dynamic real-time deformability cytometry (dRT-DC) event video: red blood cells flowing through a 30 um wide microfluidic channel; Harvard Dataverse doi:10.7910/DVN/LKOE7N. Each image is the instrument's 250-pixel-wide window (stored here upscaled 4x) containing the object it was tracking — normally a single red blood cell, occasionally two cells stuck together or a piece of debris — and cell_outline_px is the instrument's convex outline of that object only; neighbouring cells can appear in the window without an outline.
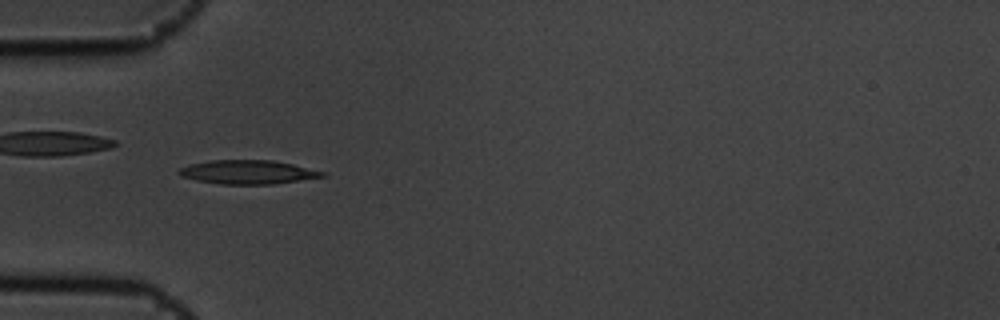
{"species": "common noctule bat (a hibernating species)", "species_latin": "Nyctalus noctula", "temperature_condition": "cold", "stored_images_in_passage": 6, "camera_frame_rate_fps": 3000, "um_per_image_px": 0.085, "animal": {"sex": "male", "body_mass_g": 19.5, "forearm_length_mm": 54.6}, "frame": {"image": 1, "passage_image": 5, "time_ms": 1.333, "image_size_px": [1000, 320], "cell_outline_px": [[328, 176], [272, 184], [220, 184], [196, 180], [180, 176], [176, 172], [180, 168], [192, 164], [208, 160], [272, 160], [292, 164], [328, 172]], "centroid_in_image_um": [21.09, 14.62], "position_along_channel_um": 63.9, "area_um2": 20.0}}